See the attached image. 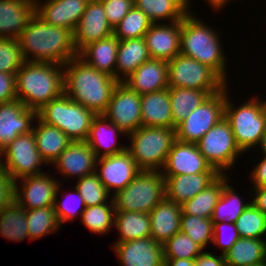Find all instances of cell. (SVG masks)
<instances>
[{
  "instance_id": "6da1fadb",
  "label": "cell",
  "mask_w": 266,
  "mask_h": 266,
  "mask_svg": "<svg viewBox=\"0 0 266 266\" xmlns=\"http://www.w3.org/2000/svg\"><path fill=\"white\" fill-rule=\"evenodd\" d=\"M25 61L65 65L78 56L73 32L44 22L35 13L18 38Z\"/></svg>"
},
{
  "instance_id": "7a4b0ae2",
  "label": "cell",
  "mask_w": 266,
  "mask_h": 266,
  "mask_svg": "<svg viewBox=\"0 0 266 266\" xmlns=\"http://www.w3.org/2000/svg\"><path fill=\"white\" fill-rule=\"evenodd\" d=\"M63 72L64 94L96 115H103L118 81L88 65L79 56L63 65Z\"/></svg>"
},
{
  "instance_id": "3957f363",
  "label": "cell",
  "mask_w": 266,
  "mask_h": 266,
  "mask_svg": "<svg viewBox=\"0 0 266 266\" xmlns=\"http://www.w3.org/2000/svg\"><path fill=\"white\" fill-rule=\"evenodd\" d=\"M63 94V65L26 61L16 72V97L27 108L38 111Z\"/></svg>"
},
{
  "instance_id": "277c9868",
  "label": "cell",
  "mask_w": 266,
  "mask_h": 266,
  "mask_svg": "<svg viewBox=\"0 0 266 266\" xmlns=\"http://www.w3.org/2000/svg\"><path fill=\"white\" fill-rule=\"evenodd\" d=\"M193 13L190 11L181 20L180 54L209 66L229 85L228 59L218 30Z\"/></svg>"
},
{
  "instance_id": "5b68a950",
  "label": "cell",
  "mask_w": 266,
  "mask_h": 266,
  "mask_svg": "<svg viewBox=\"0 0 266 266\" xmlns=\"http://www.w3.org/2000/svg\"><path fill=\"white\" fill-rule=\"evenodd\" d=\"M226 86L224 117L229 122L239 148L246 154L261 143L266 132V100L262 96H250L242 104H233ZM261 97V98H260ZM263 100V101H262Z\"/></svg>"
},
{
  "instance_id": "8992f818",
  "label": "cell",
  "mask_w": 266,
  "mask_h": 266,
  "mask_svg": "<svg viewBox=\"0 0 266 266\" xmlns=\"http://www.w3.org/2000/svg\"><path fill=\"white\" fill-rule=\"evenodd\" d=\"M126 150L141 170L161 171L176 140L175 129L141 126L125 137Z\"/></svg>"
},
{
  "instance_id": "52a82bcc",
  "label": "cell",
  "mask_w": 266,
  "mask_h": 266,
  "mask_svg": "<svg viewBox=\"0 0 266 266\" xmlns=\"http://www.w3.org/2000/svg\"><path fill=\"white\" fill-rule=\"evenodd\" d=\"M97 115L71 100L67 95L51 100L37 111V117L44 123L57 127L71 141H86L93 119Z\"/></svg>"
},
{
  "instance_id": "ba28073f",
  "label": "cell",
  "mask_w": 266,
  "mask_h": 266,
  "mask_svg": "<svg viewBox=\"0 0 266 266\" xmlns=\"http://www.w3.org/2000/svg\"><path fill=\"white\" fill-rule=\"evenodd\" d=\"M165 197L161 171L141 170L124 188L112 195L115 211L149 213Z\"/></svg>"
},
{
  "instance_id": "9c48e42d",
  "label": "cell",
  "mask_w": 266,
  "mask_h": 266,
  "mask_svg": "<svg viewBox=\"0 0 266 266\" xmlns=\"http://www.w3.org/2000/svg\"><path fill=\"white\" fill-rule=\"evenodd\" d=\"M168 63V86L208 91L214 95L228 84L209 66L182 54Z\"/></svg>"
},
{
  "instance_id": "30bf717a",
  "label": "cell",
  "mask_w": 266,
  "mask_h": 266,
  "mask_svg": "<svg viewBox=\"0 0 266 266\" xmlns=\"http://www.w3.org/2000/svg\"><path fill=\"white\" fill-rule=\"evenodd\" d=\"M196 145L208 163L220 174H228L226 171L234 169L236 161L244 154L225 117L208 130Z\"/></svg>"
},
{
  "instance_id": "8fae6325",
  "label": "cell",
  "mask_w": 266,
  "mask_h": 266,
  "mask_svg": "<svg viewBox=\"0 0 266 266\" xmlns=\"http://www.w3.org/2000/svg\"><path fill=\"white\" fill-rule=\"evenodd\" d=\"M225 102L226 87L210 95L176 126V139L182 142L197 143L208 130L224 118Z\"/></svg>"
},
{
  "instance_id": "7c38bea8",
  "label": "cell",
  "mask_w": 266,
  "mask_h": 266,
  "mask_svg": "<svg viewBox=\"0 0 266 266\" xmlns=\"http://www.w3.org/2000/svg\"><path fill=\"white\" fill-rule=\"evenodd\" d=\"M0 163L15 181L42 173L41 165H48L37 150L33 131L9 143L0 152Z\"/></svg>"
},
{
  "instance_id": "4fadbf2b",
  "label": "cell",
  "mask_w": 266,
  "mask_h": 266,
  "mask_svg": "<svg viewBox=\"0 0 266 266\" xmlns=\"http://www.w3.org/2000/svg\"><path fill=\"white\" fill-rule=\"evenodd\" d=\"M103 115L126 134L136 131L141 127V95L118 82Z\"/></svg>"
},
{
  "instance_id": "5bb4252c",
  "label": "cell",
  "mask_w": 266,
  "mask_h": 266,
  "mask_svg": "<svg viewBox=\"0 0 266 266\" xmlns=\"http://www.w3.org/2000/svg\"><path fill=\"white\" fill-rule=\"evenodd\" d=\"M50 175L44 171L15 181V201L25 210L53 206L58 186L63 182Z\"/></svg>"
},
{
  "instance_id": "9a60e30c",
  "label": "cell",
  "mask_w": 266,
  "mask_h": 266,
  "mask_svg": "<svg viewBox=\"0 0 266 266\" xmlns=\"http://www.w3.org/2000/svg\"><path fill=\"white\" fill-rule=\"evenodd\" d=\"M140 171L132 155L125 150L119 154L97 158L95 173L112 196L124 189Z\"/></svg>"
},
{
  "instance_id": "2e32d148",
  "label": "cell",
  "mask_w": 266,
  "mask_h": 266,
  "mask_svg": "<svg viewBox=\"0 0 266 266\" xmlns=\"http://www.w3.org/2000/svg\"><path fill=\"white\" fill-rule=\"evenodd\" d=\"M161 172L164 178L182 174L219 173L200 153L196 143L182 142L177 139L168 153Z\"/></svg>"
},
{
  "instance_id": "e0dca14e",
  "label": "cell",
  "mask_w": 266,
  "mask_h": 266,
  "mask_svg": "<svg viewBox=\"0 0 266 266\" xmlns=\"http://www.w3.org/2000/svg\"><path fill=\"white\" fill-rule=\"evenodd\" d=\"M113 35V29L109 25L100 0L88 1L75 30L73 41L76 51L79 53L90 43L105 39Z\"/></svg>"
},
{
  "instance_id": "ac0fdd59",
  "label": "cell",
  "mask_w": 266,
  "mask_h": 266,
  "mask_svg": "<svg viewBox=\"0 0 266 266\" xmlns=\"http://www.w3.org/2000/svg\"><path fill=\"white\" fill-rule=\"evenodd\" d=\"M96 162L97 156L86 141H72L51 165L63 179L78 180L94 174Z\"/></svg>"
},
{
  "instance_id": "d6986e66",
  "label": "cell",
  "mask_w": 266,
  "mask_h": 266,
  "mask_svg": "<svg viewBox=\"0 0 266 266\" xmlns=\"http://www.w3.org/2000/svg\"><path fill=\"white\" fill-rule=\"evenodd\" d=\"M37 111L15 99L0 104V152L19 135L30 133ZM33 123V124H32Z\"/></svg>"
},
{
  "instance_id": "ffe728a7",
  "label": "cell",
  "mask_w": 266,
  "mask_h": 266,
  "mask_svg": "<svg viewBox=\"0 0 266 266\" xmlns=\"http://www.w3.org/2000/svg\"><path fill=\"white\" fill-rule=\"evenodd\" d=\"M120 266H164L163 246L152 237L112 244Z\"/></svg>"
},
{
  "instance_id": "44dd1931",
  "label": "cell",
  "mask_w": 266,
  "mask_h": 266,
  "mask_svg": "<svg viewBox=\"0 0 266 266\" xmlns=\"http://www.w3.org/2000/svg\"><path fill=\"white\" fill-rule=\"evenodd\" d=\"M35 14L53 26L75 30L87 0H34Z\"/></svg>"
},
{
  "instance_id": "7402d4cb",
  "label": "cell",
  "mask_w": 266,
  "mask_h": 266,
  "mask_svg": "<svg viewBox=\"0 0 266 266\" xmlns=\"http://www.w3.org/2000/svg\"><path fill=\"white\" fill-rule=\"evenodd\" d=\"M143 38L152 59L169 61L180 54L181 20L153 23Z\"/></svg>"
},
{
  "instance_id": "603a6c76",
  "label": "cell",
  "mask_w": 266,
  "mask_h": 266,
  "mask_svg": "<svg viewBox=\"0 0 266 266\" xmlns=\"http://www.w3.org/2000/svg\"><path fill=\"white\" fill-rule=\"evenodd\" d=\"M168 63L162 59H149L141 64L123 83L140 95L169 88Z\"/></svg>"
},
{
  "instance_id": "cb8c5ba5",
  "label": "cell",
  "mask_w": 266,
  "mask_h": 266,
  "mask_svg": "<svg viewBox=\"0 0 266 266\" xmlns=\"http://www.w3.org/2000/svg\"><path fill=\"white\" fill-rule=\"evenodd\" d=\"M122 135L123 137L127 136L104 115H97L91 123L86 142L93 149L97 158H100L119 154L126 150V146L118 141Z\"/></svg>"
},
{
  "instance_id": "d4e9b609",
  "label": "cell",
  "mask_w": 266,
  "mask_h": 266,
  "mask_svg": "<svg viewBox=\"0 0 266 266\" xmlns=\"http://www.w3.org/2000/svg\"><path fill=\"white\" fill-rule=\"evenodd\" d=\"M34 13V0H0V38L18 39Z\"/></svg>"
},
{
  "instance_id": "484cf974",
  "label": "cell",
  "mask_w": 266,
  "mask_h": 266,
  "mask_svg": "<svg viewBox=\"0 0 266 266\" xmlns=\"http://www.w3.org/2000/svg\"><path fill=\"white\" fill-rule=\"evenodd\" d=\"M220 173H197L169 176L165 179V197L182 205L212 184Z\"/></svg>"
},
{
  "instance_id": "4316f807",
  "label": "cell",
  "mask_w": 266,
  "mask_h": 266,
  "mask_svg": "<svg viewBox=\"0 0 266 266\" xmlns=\"http://www.w3.org/2000/svg\"><path fill=\"white\" fill-rule=\"evenodd\" d=\"M151 237L164 244L180 231L181 205L164 197L150 212Z\"/></svg>"
},
{
  "instance_id": "83f0119b",
  "label": "cell",
  "mask_w": 266,
  "mask_h": 266,
  "mask_svg": "<svg viewBox=\"0 0 266 266\" xmlns=\"http://www.w3.org/2000/svg\"><path fill=\"white\" fill-rule=\"evenodd\" d=\"M141 126L175 129L169 88L141 95Z\"/></svg>"
},
{
  "instance_id": "f1b7e54d",
  "label": "cell",
  "mask_w": 266,
  "mask_h": 266,
  "mask_svg": "<svg viewBox=\"0 0 266 266\" xmlns=\"http://www.w3.org/2000/svg\"><path fill=\"white\" fill-rule=\"evenodd\" d=\"M149 59L151 57L143 37L119 40L115 79L123 82Z\"/></svg>"
},
{
  "instance_id": "f546056e",
  "label": "cell",
  "mask_w": 266,
  "mask_h": 266,
  "mask_svg": "<svg viewBox=\"0 0 266 266\" xmlns=\"http://www.w3.org/2000/svg\"><path fill=\"white\" fill-rule=\"evenodd\" d=\"M118 46L119 40L113 34L108 38L88 44L78 53V56L98 71L115 78Z\"/></svg>"
},
{
  "instance_id": "4dcf8cb0",
  "label": "cell",
  "mask_w": 266,
  "mask_h": 266,
  "mask_svg": "<svg viewBox=\"0 0 266 266\" xmlns=\"http://www.w3.org/2000/svg\"><path fill=\"white\" fill-rule=\"evenodd\" d=\"M33 133L38 152L45 162L51 165L72 142L65 133L57 127L48 125L36 118Z\"/></svg>"
},
{
  "instance_id": "1f68e13d",
  "label": "cell",
  "mask_w": 266,
  "mask_h": 266,
  "mask_svg": "<svg viewBox=\"0 0 266 266\" xmlns=\"http://www.w3.org/2000/svg\"><path fill=\"white\" fill-rule=\"evenodd\" d=\"M191 5V0H134V6L153 23L182 20L191 11Z\"/></svg>"
},
{
  "instance_id": "d6a6232c",
  "label": "cell",
  "mask_w": 266,
  "mask_h": 266,
  "mask_svg": "<svg viewBox=\"0 0 266 266\" xmlns=\"http://www.w3.org/2000/svg\"><path fill=\"white\" fill-rule=\"evenodd\" d=\"M224 257L226 266H250L266 262V239L240 237Z\"/></svg>"
},
{
  "instance_id": "836d02e7",
  "label": "cell",
  "mask_w": 266,
  "mask_h": 266,
  "mask_svg": "<svg viewBox=\"0 0 266 266\" xmlns=\"http://www.w3.org/2000/svg\"><path fill=\"white\" fill-rule=\"evenodd\" d=\"M229 180L230 176L228 174H221L207 188L181 205L182 214L194 215L201 218H212L214 208L223 187Z\"/></svg>"
},
{
  "instance_id": "e575fe53",
  "label": "cell",
  "mask_w": 266,
  "mask_h": 266,
  "mask_svg": "<svg viewBox=\"0 0 266 266\" xmlns=\"http://www.w3.org/2000/svg\"><path fill=\"white\" fill-rule=\"evenodd\" d=\"M119 235L113 243L151 237L149 213L115 211L114 226Z\"/></svg>"
},
{
  "instance_id": "d590c367",
  "label": "cell",
  "mask_w": 266,
  "mask_h": 266,
  "mask_svg": "<svg viewBox=\"0 0 266 266\" xmlns=\"http://www.w3.org/2000/svg\"><path fill=\"white\" fill-rule=\"evenodd\" d=\"M171 112L176 126L200 106L211 94L208 91L169 87Z\"/></svg>"
},
{
  "instance_id": "8d00e7d4",
  "label": "cell",
  "mask_w": 266,
  "mask_h": 266,
  "mask_svg": "<svg viewBox=\"0 0 266 266\" xmlns=\"http://www.w3.org/2000/svg\"><path fill=\"white\" fill-rule=\"evenodd\" d=\"M228 181L221 192V195L217 201V204L214 208L212 215L213 222H223L235 223L237 218L241 213L251 204L250 200L244 201V197L239 196V193H236L235 187L231 186Z\"/></svg>"
},
{
  "instance_id": "74e56055",
  "label": "cell",
  "mask_w": 266,
  "mask_h": 266,
  "mask_svg": "<svg viewBox=\"0 0 266 266\" xmlns=\"http://www.w3.org/2000/svg\"><path fill=\"white\" fill-rule=\"evenodd\" d=\"M0 235L16 242L29 238L26 211L16 201L0 211Z\"/></svg>"
},
{
  "instance_id": "f35d334b",
  "label": "cell",
  "mask_w": 266,
  "mask_h": 266,
  "mask_svg": "<svg viewBox=\"0 0 266 266\" xmlns=\"http://www.w3.org/2000/svg\"><path fill=\"white\" fill-rule=\"evenodd\" d=\"M29 233L28 240L41 239L60 230L54 206L25 210Z\"/></svg>"
},
{
  "instance_id": "ab89813d",
  "label": "cell",
  "mask_w": 266,
  "mask_h": 266,
  "mask_svg": "<svg viewBox=\"0 0 266 266\" xmlns=\"http://www.w3.org/2000/svg\"><path fill=\"white\" fill-rule=\"evenodd\" d=\"M115 218L114 203H102L86 207L82 212L80 223L90 230V233L97 235H107L113 230Z\"/></svg>"
},
{
  "instance_id": "60d3db41",
  "label": "cell",
  "mask_w": 266,
  "mask_h": 266,
  "mask_svg": "<svg viewBox=\"0 0 266 266\" xmlns=\"http://www.w3.org/2000/svg\"><path fill=\"white\" fill-rule=\"evenodd\" d=\"M152 25L153 22L147 15L133 6L113 29V34L118 40L141 38Z\"/></svg>"
},
{
  "instance_id": "b9f144b4",
  "label": "cell",
  "mask_w": 266,
  "mask_h": 266,
  "mask_svg": "<svg viewBox=\"0 0 266 266\" xmlns=\"http://www.w3.org/2000/svg\"><path fill=\"white\" fill-rule=\"evenodd\" d=\"M180 231L188 235L204 251L213 242V221L194 215H181Z\"/></svg>"
},
{
  "instance_id": "7bdbcfd3",
  "label": "cell",
  "mask_w": 266,
  "mask_h": 266,
  "mask_svg": "<svg viewBox=\"0 0 266 266\" xmlns=\"http://www.w3.org/2000/svg\"><path fill=\"white\" fill-rule=\"evenodd\" d=\"M234 224L242 238L265 239L266 215L252 203L241 213Z\"/></svg>"
},
{
  "instance_id": "ee69618b",
  "label": "cell",
  "mask_w": 266,
  "mask_h": 266,
  "mask_svg": "<svg viewBox=\"0 0 266 266\" xmlns=\"http://www.w3.org/2000/svg\"><path fill=\"white\" fill-rule=\"evenodd\" d=\"M64 184L60 183L57 189V193L54 200V210L56 212L57 219L61 227L68 222H73L74 219L81 218L82 212L85 210L86 205L84 198L80 193L73 187L71 192L66 194L62 200H58L59 193L62 192V186ZM74 190V191H73ZM76 195V196H75ZM72 200V201H71ZM81 206V207H80Z\"/></svg>"
},
{
  "instance_id": "f6af8a7d",
  "label": "cell",
  "mask_w": 266,
  "mask_h": 266,
  "mask_svg": "<svg viewBox=\"0 0 266 266\" xmlns=\"http://www.w3.org/2000/svg\"><path fill=\"white\" fill-rule=\"evenodd\" d=\"M74 181L77 182L74 187L84 198L86 207L102 203H114L112 196L110 198L111 194L107 191L96 173Z\"/></svg>"
},
{
  "instance_id": "bcb514c9",
  "label": "cell",
  "mask_w": 266,
  "mask_h": 266,
  "mask_svg": "<svg viewBox=\"0 0 266 266\" xmlns=\"http://www.w3.org/2000/svg\"><path fill=\"white\" fill-rule=\"evenodd\" d=\"M162 246L164 259H196L204 251L181 231L177 232Z\"/></svg>"
},
{
  "instance_id": "7dc6e473",
  "label": "cell",
  "mask_w": 266,
  "mask_h": 266,
  "mask_svg": "<svg viewBox=\"0 0 266 266\" xmlns=\"http://www.w3.org/2000/svg\"><path fill=\"white\" fill-rule=\"evenodd\" d=\"M25 62L18 39L0 38V72L16 74Z\"/></svg>"
},
{
  "instance_id": "c3c4849f",
  "label": "cell",
  "mask_w": 266,
  "mask_h": 266,
  "mask_svg": "<svg viewBox=\"0 0 266 266\" xmlns=\"http://www.w3.org/2000/svg\"><path fill=\"white\" fill-rule=\"evenodd\" d=\"M228 231L229 233H227ZM226 232V233H225ZM226 234H229L226 236ZM240 238L238 230L234 223L213 222V246L221 249V254L224 255L231 249L233 244Z\"/></svg>"
},
{
  "instance_id": "681fc988",
  "label": "cell",
  "mask_w": 266,
  "mask_h": 266,
  "mask_svg": "<svg viewBox=\"0 0 266 266\" xmlns=\"http://www.w3.org/2000/svg\"><path fill=\"white\" fill-rule=\"evenodd\" d=\"M104 6L107 21L114 29L134 6V0H100Z\"/></svg>"
},
{
  "instance_id": "f907efd6",
  "label": "cell",
  "mask_w": 266,
  "mask_h": 266,
  "mask_svg": "<svg viewBox=\"0 0 266 266\" xmlns=\"http://www.w3.org/2000/svg\"><path fill=\"white\" fill-rule=\"evenodd\" d=\"M15 201V180L0 163V211Z\"/></svg>"
},
{
  "instance_id": "816d5d0a",
  "label": "cell",
  "mask_w": 266,
  "mask_h": 266,
  "mask_svg": "<svg viewBox=\"0 0 266 266\" xmlns=\"http://www.w3.org/2000/svg\"><path fill=\"white\" fill-rule=\"evenodd\" d=\"M17 99L16 74L0 72V104Z\"/></svg>"
},
{
  "instance_id": "f5cc1de1",
  "label": "cell",
  "mask_w": 266,
  "mask_h": 266,
  "mask_svg": "<svg viewBox=\"0 0 266 266\" xmlns=\"http://www.w3.org/2000/svg\"><path fill=\"white\" fill-rule=\"evenodd\" d=\"M261 156L259 162L254 164V168L249 172V179L251 184L253 183V187L266 186V155Z\"/></svg>"
},
{
  "instance_id": "db71d44e",
  "label": "cell",
  "mask_w": 266,
  "mask_h": 266,
  "mask_svg": "<svg viewBox=\"0 0 266 266\" xmlns=\"http://www.w3.org/2000/svg\"><path fill=\"white\" fill-rule=\"evenodd\" d=\"M213 252L203 251L196 259L195 266H226L225 257L220 253L216 256Z\"/></svg>"
},
{
  "instance_id": "11a10c76",
  "label": "cell",
  "mask_w": 266,
  "mask_h": 266,
  "mask_svg": "<svg viewBox=\"0 0 266 266\" xmlns=\"http://www.w3.org/2000/svg\"><path fill=\"white\" fill-rule=\"evenodd\" d=\"M250 188L252 190L250 194L254 192L251 196V203L266 215V186Z\"/></svg>"
},
{
  "instance_id": "9f6ffc18",
  "label": "cell",
  "mask_w": 266,
  "mask_h": 266,
  "mask_svg": "<svg viewBox=\"0 0 266 266\" xmlns=\"http://www.w3.org/2000/svg\"><path fill=\"white\" fill-rule=\"evenodd\" d=\"M164 266H195V259H164Z\"/></svg>"
},
{
  "instance_id": "6f0895ef",
  "label": "cell",
  "mask_w": 266,
  "mask_h": 266,
  "mask_svg": "<svg viewBox=\"0 0 266 266\" xmlns=\"http://www.w3.org/2000/svg\"><path fill=\"white\" fill-rule=\"evenodd\" d=\"M207 1L212 7V10H216L217 12L220 10H222L223 8H225V5L229 4V1L231 0H205Z\"/></svg>"
},
{
  "instance_id": "680465c9",
  "label": "cell",
  "mask_w": 266,
  "mask_h": 266,
  "mask_svg": "<svg viewBox=\"0 0 266 266\" xmlns=\"http://www.w3.org/2000/svg\"><path fill=\"white\" fill-rule=\"evenodd\" d=\"M258 147H260L261 154L266 155V132L263 134L261 143Z\"/></svg>"
},
{
  "instance_id": "91938a15",
  "label": "cell",
  "mask_w": 266,
  "mask_h": 266,
  "mask_svg": "<svg viewBox=\"0 0 266 266\" xmlns=\"http://www.w3.org/2000/svg\"><path fill=\"white\" fill-rule=\"evenodd\" d=\"M250 266H266V262H263V263L258 264V265H250Z\"/></svg>"
}]
</instances>
